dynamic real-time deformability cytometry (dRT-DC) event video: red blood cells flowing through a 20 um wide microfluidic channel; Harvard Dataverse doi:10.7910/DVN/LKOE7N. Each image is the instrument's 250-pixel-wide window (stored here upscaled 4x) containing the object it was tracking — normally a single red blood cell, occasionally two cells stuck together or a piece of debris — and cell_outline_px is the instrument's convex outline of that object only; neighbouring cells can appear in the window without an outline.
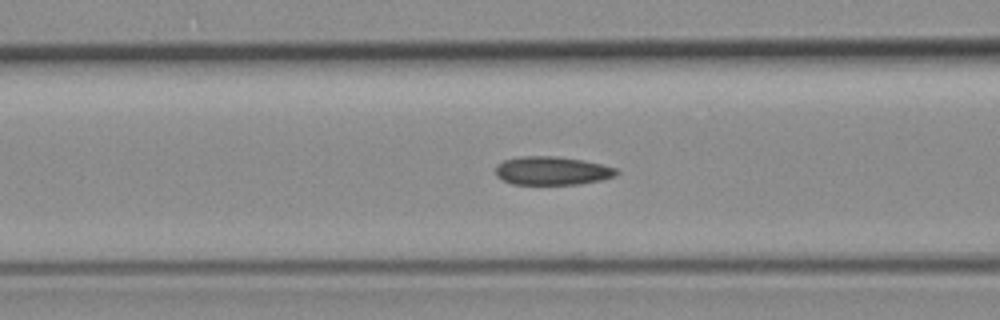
{"species": "common noctule bat (a hibernating species)", "species_latin": "Nyctalus noctula", "temperature_condition": "room temperature", "stored_images_in_passage": 40, "camera_frame_rate_fps": 3000, "um_per_image_px": 0.085, "animal": {"sex": "female", "body_mass_g": 19.3, "forearm_length_mm": 54.1}, "frame": {"image": 1, "passage_image": 15, "time_ms": 4.667, "image_size_px": [1000, 320], "cell_outline_px": [[620, 172], [616, 176], [600, 180], [580, 184], [512, 184], [496, 176], [496, 164], [504, 160], [520, 156], [556, 156], [584, 160], [616, 168]], "centroid_in_image_um": [46.93, 14.51], "position_along_channel_um": 119.7, "area_um2": 20.11}}
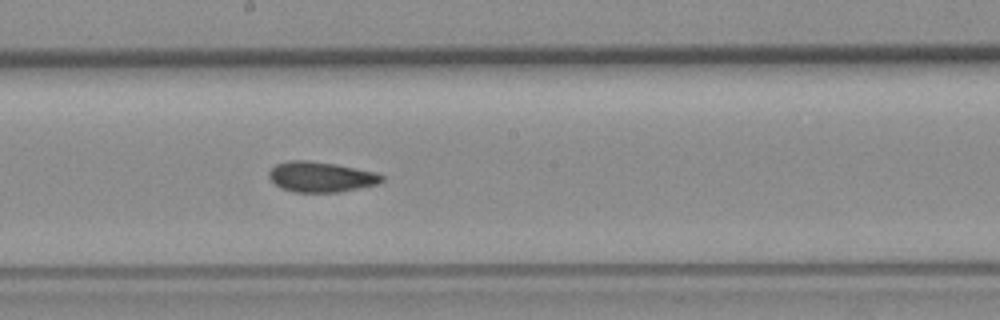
{"frame": {"image": 2, "passage_image": 23, "time_ms": 7.333, "image_size_px": [1000, 320], "cell_outline_px": [[384, 180], [380, 184], [340, 192], [292, 192], [280, 188], [268, 176], [268, 172], [276, 164], [288, 160], [304, 160], [336, 164], [376, 172], [384, 176]], "centroid_in_image_um": [27.3, 15.04], "position_along_channel_um": 220.9, "area_um2": 20.11}}
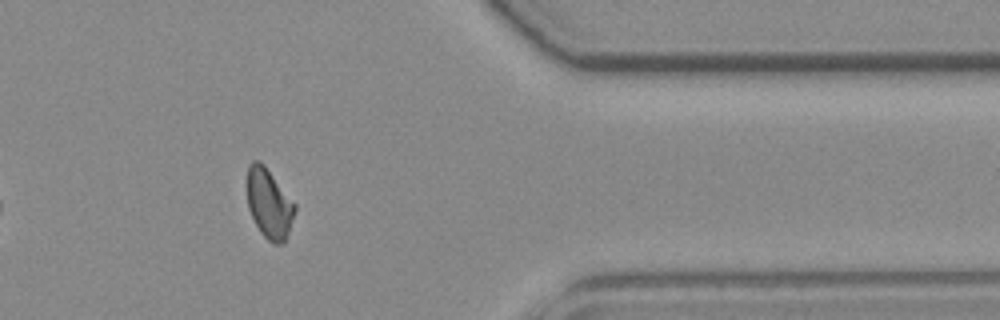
{"frame": {"image": 3, "passage_image": 38, "time_ms": 12.333, "image_size_px": [1000, 320], "cell_outline_px": [[296, 208], [284, 244], [272, 244], [260, 232], [248, 208], [248, 164], [252, 160], [260, 160], [264, 164], [296, 204]], "centroid_in_image_um": [22.88, 17.3], "position_along_channel_um": 388.5, "area_um2": 19.31}, "authors_computed_cell_mechanics": {"area_um2": 19.941, "velocity_mm_per_s": 3.8036, "shape_relaxation_time_tau1_ms": null, "shape_relaxation_time_tau2_ms": 9.643, "deformation_change_tau1": null, "deformation_change_tau2": 0.1105}}